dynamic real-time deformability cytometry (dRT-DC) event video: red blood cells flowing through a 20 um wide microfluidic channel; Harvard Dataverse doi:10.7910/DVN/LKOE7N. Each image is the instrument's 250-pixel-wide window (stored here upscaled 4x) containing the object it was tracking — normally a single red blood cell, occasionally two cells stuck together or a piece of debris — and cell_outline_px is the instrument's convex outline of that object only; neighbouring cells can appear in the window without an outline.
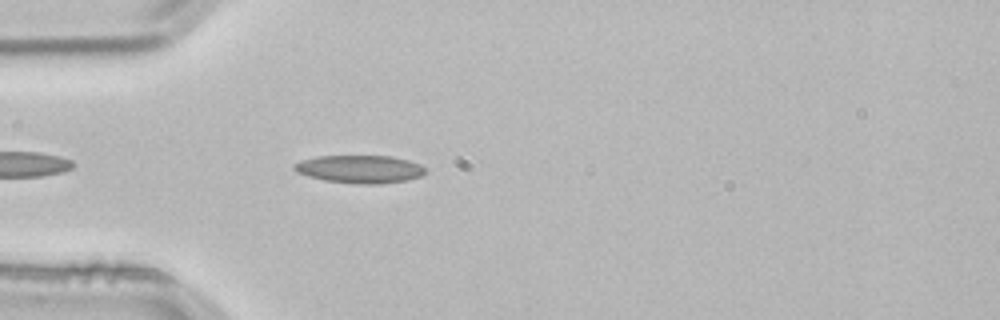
{"species": "common noctule bat (a hibernating species)", "species_latin": "Nyctalus noctula", "temperature_condition": "room temperature", "stored_images_in_passage": 3, "camera_frame_rate_fps": 3000, "um_per_image_px": 0.085, "animal": {"sex": "male", "body_mass_g": 21.5, "forearm_length_mm": 52.0}, "frame": {"image": 1, "passage_image": 3, "time_ms": 0.667, "image_size_px": [1000, 320], "cell_outline_px": [[424, 172], [420, 176], [408, 180], [372, 184], [356, 184], [324, 180], [308, 176], [296, 172], [292, 168], [292, 164], [300, 160], [316, 156], [392, 156], [408, 160], [420, 164], [424, 168]], "centroid_in_image_um": [30.52, 14.37], "position_along_channel_um": 54.5, "area_um2": 21.33}}